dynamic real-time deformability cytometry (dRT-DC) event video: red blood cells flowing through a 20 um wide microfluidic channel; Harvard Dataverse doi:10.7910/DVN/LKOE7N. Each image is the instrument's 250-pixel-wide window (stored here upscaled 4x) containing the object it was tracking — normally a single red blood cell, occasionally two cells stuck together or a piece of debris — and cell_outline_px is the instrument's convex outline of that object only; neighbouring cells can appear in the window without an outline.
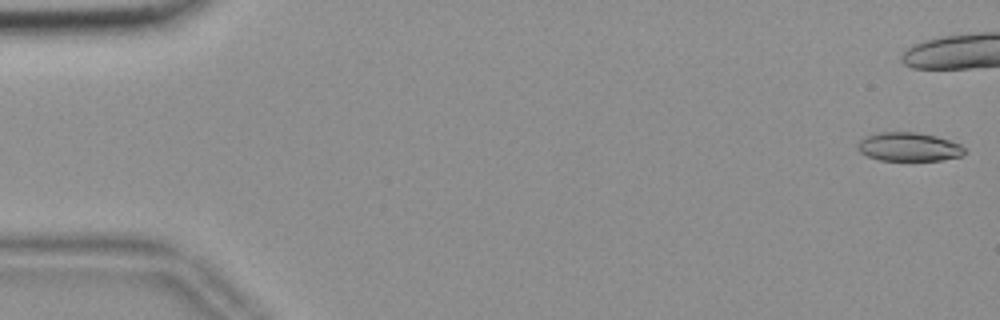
{"species": "common noctule bat (a hibernating species)", "species_latin": "Nyctalus noctula", "temperature_condition": "room temperature", "stored_images_in_passage": 44, "camera_frame_rate_fps": 3000, "um_per_image_px": 0.085, "animal": {"sex": "female", "body_mass_g": 18.4}, "frame": {"image": 1, "passage_image": 1, "time_ms": 0.0, "image_size_px": [1000, 320], "cell_outline_px": [[964, 152], [960, 156], [940, 160], [880, 160], [868, 156], [860, 152], [856, 148], [856, 144], [864, 136], [880, 132], [916, 132], [936, 136], [960, 144], [964, 148]], "centroid_in_image_um": [77.19, 12.47], "position_along_channel_um": 7.8, "area_um2": 17.8}}